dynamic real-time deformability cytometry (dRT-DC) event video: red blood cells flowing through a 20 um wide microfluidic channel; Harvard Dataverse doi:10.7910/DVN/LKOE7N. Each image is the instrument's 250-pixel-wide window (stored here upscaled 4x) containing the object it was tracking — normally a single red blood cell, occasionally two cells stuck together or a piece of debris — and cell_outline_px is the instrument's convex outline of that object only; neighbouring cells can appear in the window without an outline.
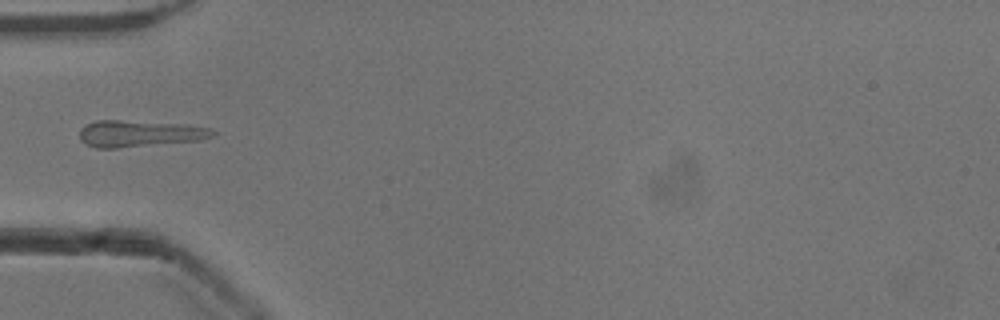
{"species": "common noctule bat (a hibernating species)", "species_latin": "Nyctalus noctula", "temperature_condition": "cold", "stored_images_in_passage": 36, "camera_frame_rate_fps": 3000, "um_per_image_px": 0.085, "animal": {"sex": "male", "body_mass_g": 13.3}, "frame": {"image": 1, "passage_image": 1, "time_ms": 0.0, "image_size_px": [1000, 320], "cell_outline_px": [[216, 132], [212, 136], [200, 140], [116, 148], [96, 148], [84, 144], [80, 140], [80, 128], [96, 120], [120, 120], [184, 124], [208, 128]], "centroid_in_image_um": [11.8, 11.35], "position_along_channel_um": 73.2, "area_um2": 20.46}}
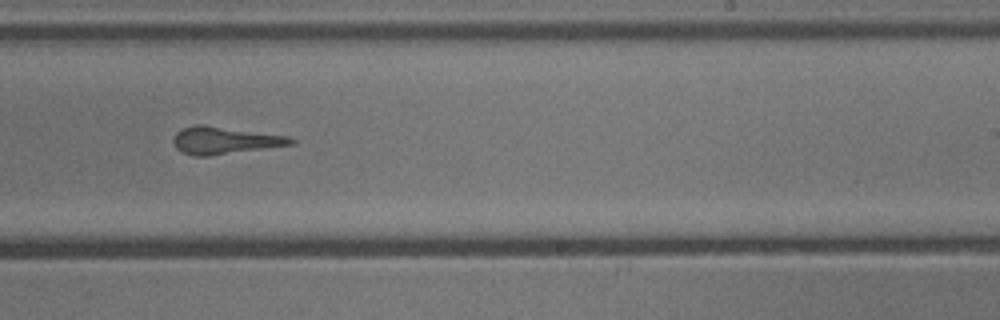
{"frame": {"image": 2, "passage_image": 16, "time_ms": 5.0, "image_size_px": [1000, 320], "cell_outline_px": [[296, 144], [212, 156], [192, 156], [176, 148], [172, 144], [172, 140], [176, 132], [184, 128], [196, 124], [204, 124], [288, 136], [296, 140]], "centroid_in_image_um": [19.1, 11.94], "position_along_channel_um": 269.9, "area_um2": 18.96}}
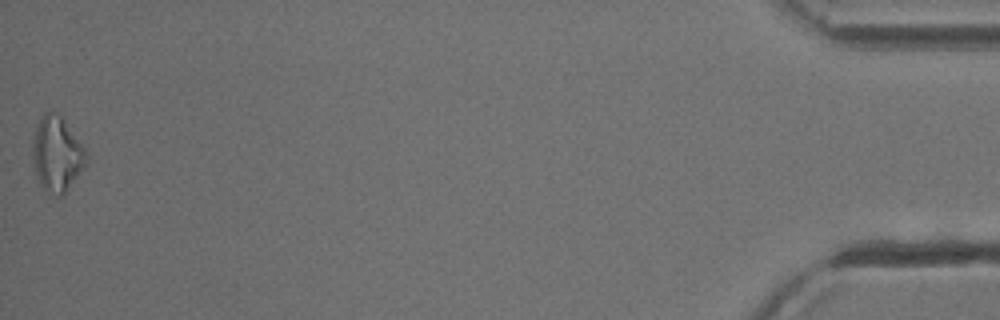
{"frame": {"image": 3, "passage_image": 36, "time_ms": 11.667, "image_size_px": [1000, 320], "cell_outline_px": [[88, 160], [64, 196], [56, 196], [48, 192], [40, 184], [36, 176], [32, 156], [32, 140], [36, 128], [44, 112], [52, 112], [60, 116], [84, 148], [88, 156]], "centroid_in_image_um": [4.82, 13.15], "position_along_channel_um": 430.4, "area_um2": 23.12}}